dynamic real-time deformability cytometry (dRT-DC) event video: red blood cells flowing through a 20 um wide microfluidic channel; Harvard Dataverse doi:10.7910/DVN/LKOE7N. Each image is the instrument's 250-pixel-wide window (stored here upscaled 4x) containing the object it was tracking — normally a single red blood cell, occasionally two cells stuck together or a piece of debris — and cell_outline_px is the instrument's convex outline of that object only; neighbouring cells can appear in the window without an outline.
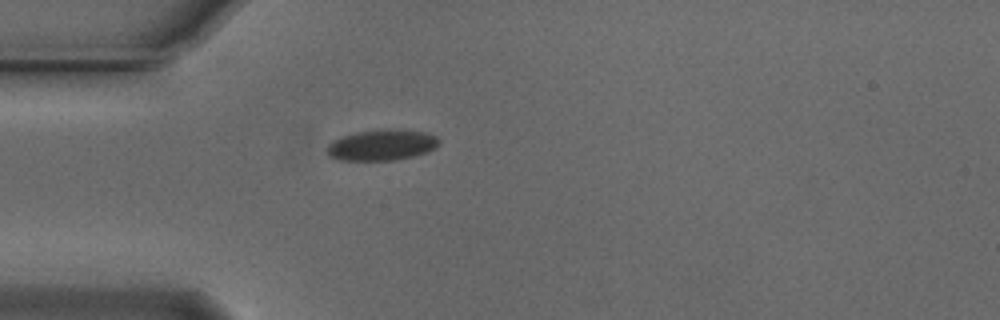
{"species": "Egyptian fruit bat (a non-hibernating species)", "species_latin": "Rousettus aegyptiacus", "temperature_condition": "cold", "stored_images_in_passage": 40, "camera_frame_rate_fps": 3000, "um_per_image_px": 0.085, "animal": {"sex": "male"}, "frame": {"image": 1, "passage_image": 1, "time_ms": 0.0, "image_size_px": [1000, 320], "cell_outline_px": [[440, 144], [436, 148], [428, 152], [396, 160], [340, 160], [328, 156], [328, 144], [332, 140], [340, 136], [356, 132], [380, 128], [396, 128], [424, 132], [436, 136], [440, 140]], "centroid_in_image_um": [32.47, 12.3], "position_along_channel_um": 52.5, "area_um2": 20.58}}
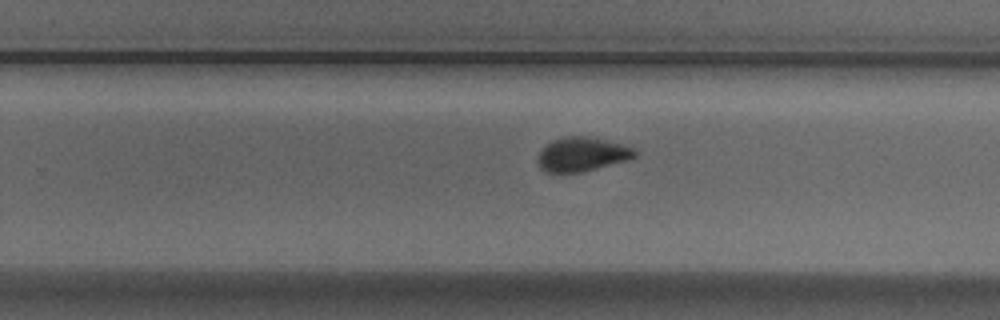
{"frame": {"image": 2, "passage_image": 20, "time_ms": 6.333, "image_size_px": [1000, 320], "cell_outline_px": [[640, 152], [636, 156], [628, 160], [584, 172], [548, 172], [540, 168], [536, 160], [540, 152], [552, 140], [564, 136], [584, 136], [604, 140], [620, 144], [632, 148]], "centroid_in_image_um": [49.48, 13.13], "position_along_channel_um": 280.3, "area_um2": 19.19}}
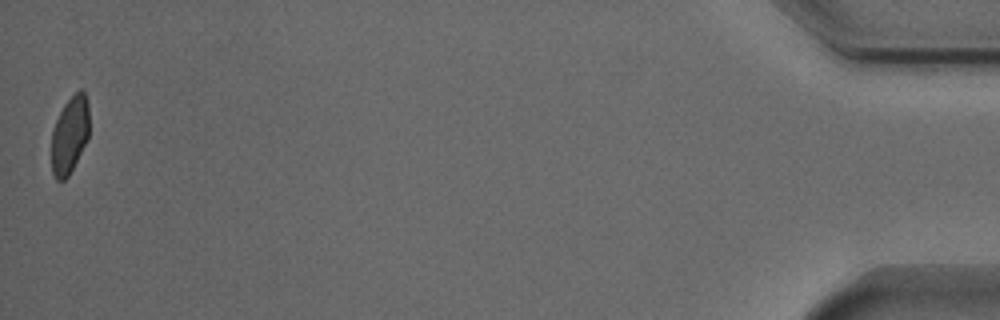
{"frame": {"image": 3, "passage_image": 40, "time_ms": 13.0, "image_size_px": [1000, 320], "cell_outline_px": [[88, 140], [68, 176], [64, 180], [56, 180], [52, 172], [52, 128], [64, 104], [80, 88], [84, 92], [88, 104]], "centroid_in_image_um": [5.92, 11.47], "position_along_channel_um": 429.3, "area_um2": 16.88}, "authors_computed_cell_mechanics": {"area_um2": 19.2763, "velocity_mm_per_s": 3.7299, "shape_relaxation_time_tau1_ms": 4.4147, "shape_relaxation_time_tau2_ms": null, "deformation_change_tau1": 0.1015, "deformation_change_tau2": null}}